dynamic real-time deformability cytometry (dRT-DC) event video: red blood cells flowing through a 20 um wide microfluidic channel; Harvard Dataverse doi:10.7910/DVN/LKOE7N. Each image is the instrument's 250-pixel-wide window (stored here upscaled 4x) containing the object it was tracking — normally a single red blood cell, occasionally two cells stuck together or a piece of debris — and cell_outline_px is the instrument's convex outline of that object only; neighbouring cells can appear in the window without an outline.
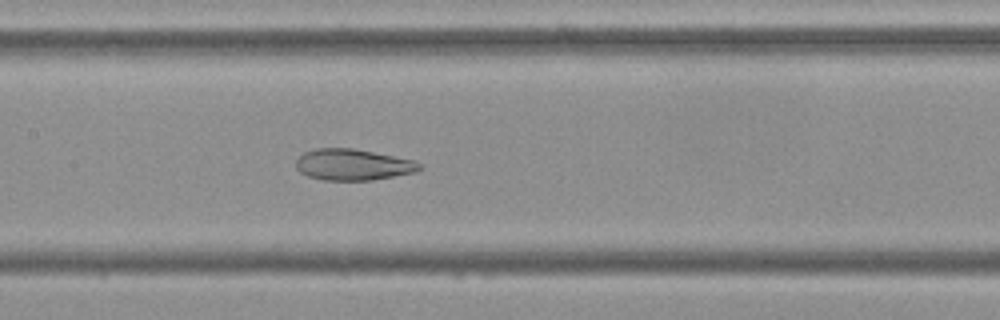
{"species": "Egyptian fruit bat (a non-hibernating species)", "species_latin": "Rousettus aegyptiacus", "temperature_condition": "cold", "stored_images_in_passage": 48, "camera_frame_rate_fps": 3000, "um_per_image_px": 0.085, "frame": {"image": 1, "passage_image": 20, "time_ms": 6.333, "image_size_px": [1000, 320], "cell_outline_px": [[424, 168], [416, 172], [372, 180], [324, 180], [308, 176], [300, 172], [296, 168], [296, 160], [304, 152], [316, 148], [352, 148], [412, 160], [420, 164]], "centroid_in_image_um": [29.98, 14.0], "position_along_channel_um": 177.4, "area_um2": 22.31}}
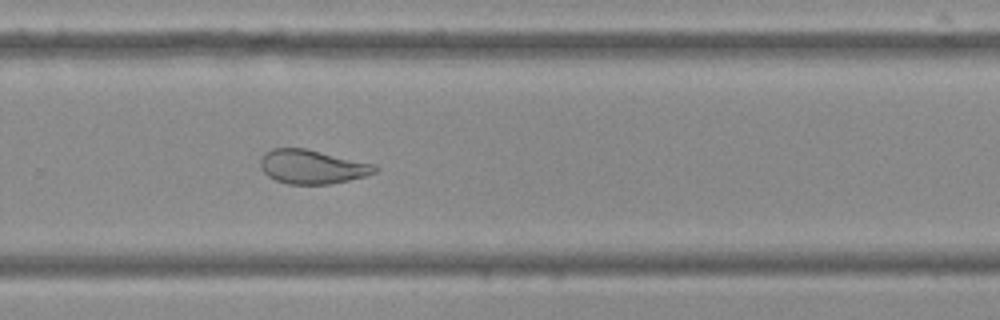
{"frame": {"image": 2, "passage_image": 30, "time_ms": 9.667, "image_size_px": [1000, 320], "cell_outline_px": [[380, 168], [376, 172], [364, 176], [348, 180], [328, 184], [288, 184], [276, 180], [268, 176], [260, 168], [260, 160], [264, 152], [272, 148], [304, 148], [376, 164]], "centroid_in_image_um": [26.53, 14.17], "position_along_channel_um": 303.3, "area_um2": 22.72}}
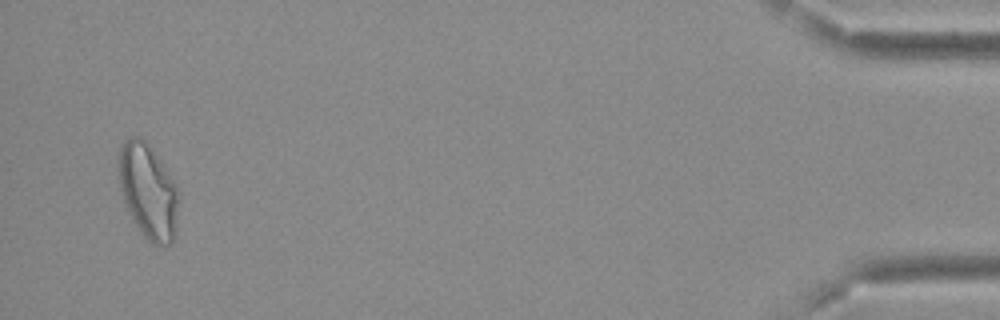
{"frame": {"image": 3, "passage_image": 46, "time_ms": 15.0, "image_size_px": [1000, 320], "cell_outline_px": [[180, 192], [176, 236], [168, 244], [152, 244], [140, 232], [128, 212], [120, 188], [116, 160], [120, 148], [132, 136], [140, 136], [152, 148], [176, 184]], "centroid_in_image_um": [12.6, 16.26], "position_along_channel_um": 422.6, "area_um2": 33.58}, "authors_computed_cell_mechanics": {"area_um2": 26.3279, "velocity_mm_per_s": 3.7863, "shape_relaxation_time_tau1_ms": null, "shape_relaxation_time_tau2_ms": 1.8256, "deformation_change_tau1": null, "deformation_change_tau2": 0.0922}}